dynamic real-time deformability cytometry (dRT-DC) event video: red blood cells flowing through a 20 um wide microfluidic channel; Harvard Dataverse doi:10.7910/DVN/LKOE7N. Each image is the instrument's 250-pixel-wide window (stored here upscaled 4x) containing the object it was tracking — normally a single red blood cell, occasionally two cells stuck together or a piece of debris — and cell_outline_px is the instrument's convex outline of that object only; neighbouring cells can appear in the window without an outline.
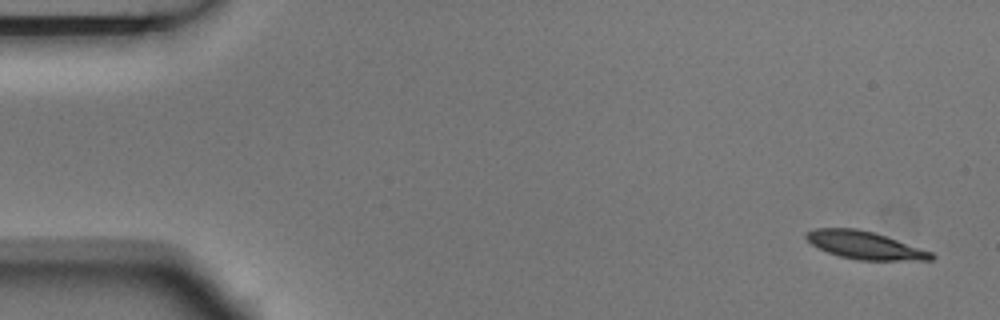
{"species": "Egyptian fruit bat (a non-hibernating species)", "species_latin": "Rousettus aegyptiacus", "temperature_condition": "room temperature", "stored_images_in_passage": 9, "camera_frame_rate_fps": 3000, "um_per_image_px": 0.085, "animal": {"sex": "male"}, "frame": {"image": 1, "passage_image": 1, "time_ms": 0.0, "image_size_px": [1000, 320], "cell_outline_px": [[936, 256], [932, 260], [856, 260], [840, 256], [828, 252], [812, 244], [804, 236], [804, 232], [816, 228], [856, 228], [872, 232], [932, 252]], "centroid_in_image_um": [73.48, 20.84], "position_along_channel_um": 11.5, "area_um2": 19.94}}
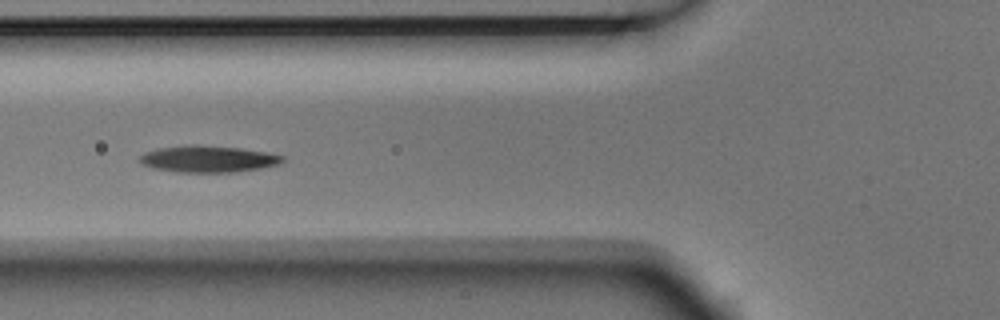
{"frame": {"image": 2, "passage_image": 6, "time_ms": 1.667, "image_size_px": [1000, 320], "cell_outline_px": [[284, 160], [280, 164], [260, 168], [236, 172], [176, 172], [152, 168], [144, 164], [140, 160], [140, 156], [144, 152], [160, 148], [184, 144], [200, 144], [240, 148], [268, 152], [284, 156]], "centroid_in_image_um": [17.7, 13.5], "position_along_channel_um": 108.1, "area_um2": 22.37}}
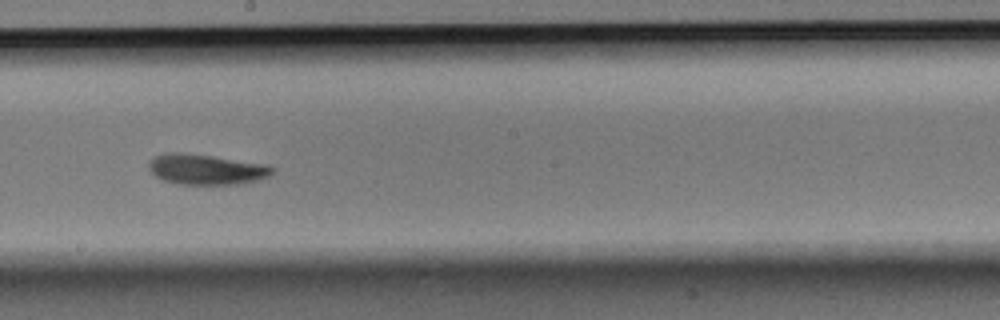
{"frame": {"image": 3, "passage_image": 9, "time_ms": 2.667, "image_size_px": [1000, 320], "cell_outline_px": [[276, 172], [260, 180], [240, 184], [180, 184], [160, 180], [148, 168], [148, 164], [156, 156], [168, 152], [180, 152], [212, 156], [268, 164], [276, 168]], "centroid_in_image_um": [17.59, 14.4], "position_along_channel_um": 230.6, "area_um2": 22.08}}